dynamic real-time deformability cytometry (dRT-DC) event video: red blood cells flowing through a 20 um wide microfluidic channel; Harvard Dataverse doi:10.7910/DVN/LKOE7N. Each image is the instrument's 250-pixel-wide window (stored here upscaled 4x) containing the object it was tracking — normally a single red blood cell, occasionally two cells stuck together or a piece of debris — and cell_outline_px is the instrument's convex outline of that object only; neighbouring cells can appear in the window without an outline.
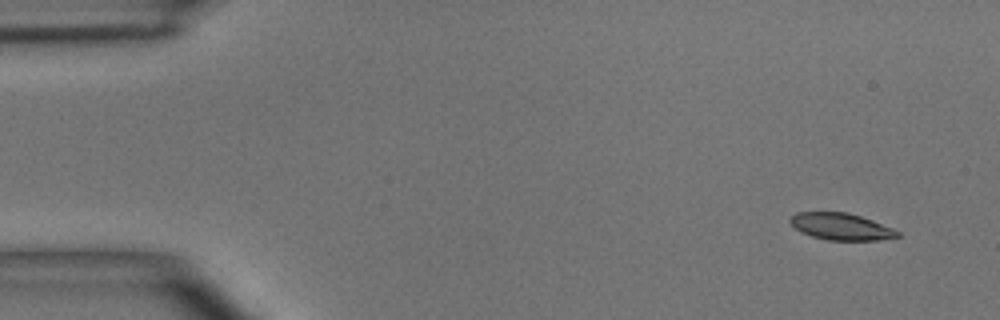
{"species": "common noctule bat (a hibernating species)", "species_latin": "Nyctalus noctula", "temperature_condition": "room temperature", "stored_images_in_passage": 5, "camera_frame_rate_fps": 3000, "um_per_image_px": 0.085, "animal": {"sex": "male", "body_mass_g": 15.6}, "frame": {"image": 1, "passage_image": 1, "time_ms": 0.0, "image_size_px": [1000, 320], "cell_outline_px": [[900, 236], [880, 240], [828, 240], [812, 236], [800, 232], [788, 220], [796, 212], [848, 212], [872, 220], [892, 228], [900, 232]], "centroid_in_image_um": [71.49, 19.26], "position_along_channel_um": 13.5, "area_um2": 16.7}}
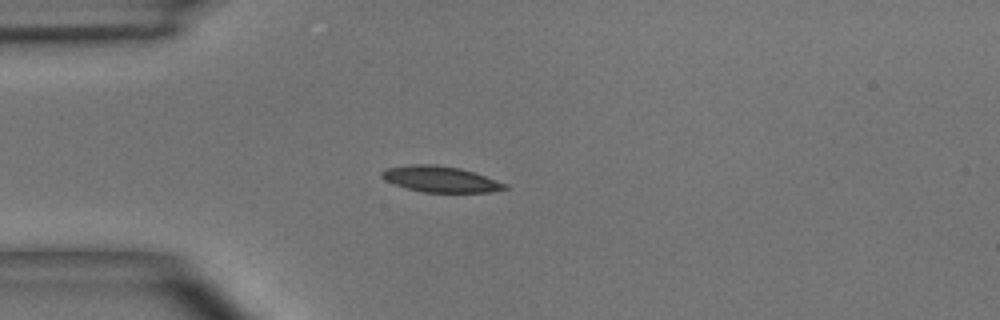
{"frame": {"image": 2, "passage_image": 4, "time_ms": 3.333, "image_size_px": [1000, 320], "cell_outline_px": [[508, 188], [488, 192], [424, 192], [408, 188], [384, 180], [380, 176], [380, 172], [384, 168], [412, 164], [436, 164], [460, 168], [508, 184]], "centroid_in_image_um": [37.39, 15.21], "position_along_channel_um": 47.6, "area_um2": 18.5}}